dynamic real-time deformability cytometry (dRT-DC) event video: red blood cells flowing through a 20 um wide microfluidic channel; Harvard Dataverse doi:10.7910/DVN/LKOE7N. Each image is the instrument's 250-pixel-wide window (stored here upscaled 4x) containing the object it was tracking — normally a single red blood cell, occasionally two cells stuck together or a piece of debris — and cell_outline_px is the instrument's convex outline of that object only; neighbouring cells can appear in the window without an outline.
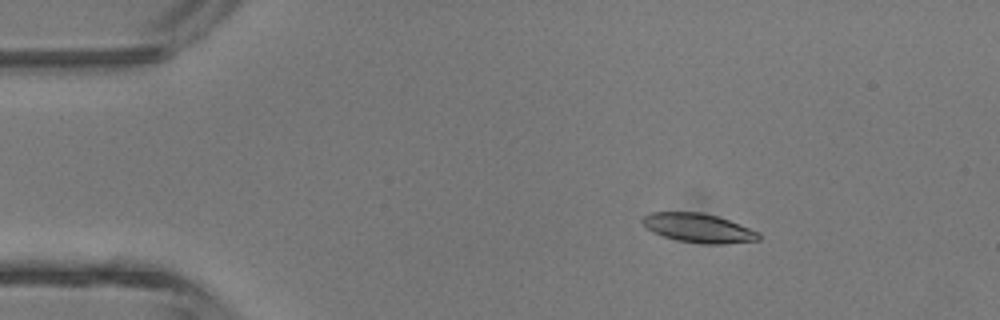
{"species": "common noctule bat (a hibernating species)", "species_latin": "Nyctalus noctula", "temperature_condition": "room temperature", "stored_images_in_passage": 5, "camera_frame_rate_fps": 3000, "um_per_image_px": 0.085, "animal": {"sex": "male", "body_mass_g": 13.3}, "frame": {"image": 1, "passage_image": 2, "time_ms": 2.0, "image_size_px": [1000, 320], "cell_outline_px": [[760, 240], [720, 244], [704, 244], [676, 240], [652, 232], [644, 228], [640, 220], [648, 212], [700, 212], [716, 216], [728, 220], [760, 232]], "centroid_in_image_um": [59.31, 19.38], "position_along_channel_um": 25.7, "area_um2": 19.77}}
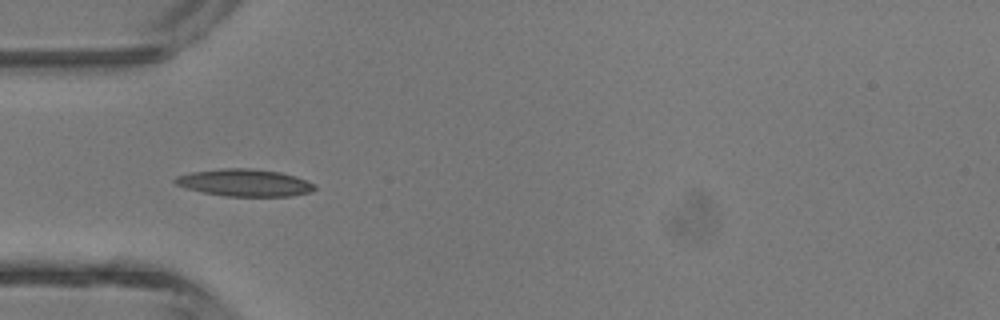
{"frame": {"image": 2, "passage_image": 4, "time_ms": 4.333, "image_size_px": [1000, 320], "cell_outline_px": [[316, 188], [308, 192], [288, 196], [224, 196], [204, 192], [188, 188], [176, 184], [172, 180], [176, 176], [192, 172], [220, 168], [248, 168], [280, 172], [316, 184]], "centroid_in_image_um": [20.76, 15.52], "position_along_channel_um": 64.2, "area_um2": 21.79}}
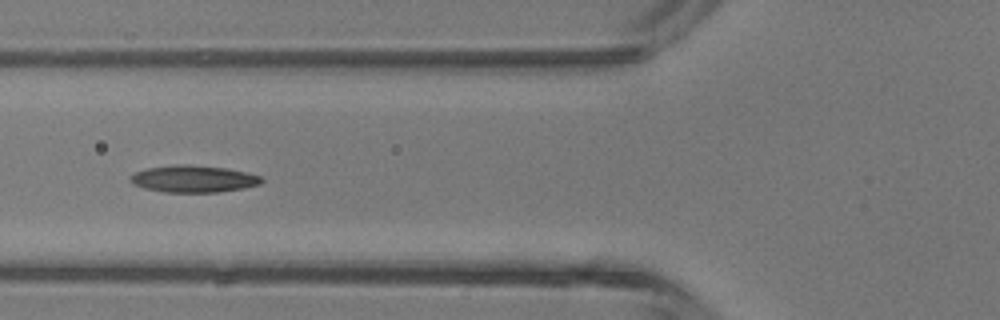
{"frame": {"image": 3, "passage_image": 5, "time_ms": 5.333, "image_size_px": [1000, 320], "cell_outline_px": [[264, 180], [260, 184], [244, 188], [216, 192], [164, 192], [144, 188], [132, 184], [128, 180], [136, 172], [148, 168], [176, 164], [188, 164], [224, 168], [244, 172], [260, 176]], "centroid_in_image_um": [16.42, 15.21], "position_along_channel_um": 109.4, "area_um2": 20.46}}